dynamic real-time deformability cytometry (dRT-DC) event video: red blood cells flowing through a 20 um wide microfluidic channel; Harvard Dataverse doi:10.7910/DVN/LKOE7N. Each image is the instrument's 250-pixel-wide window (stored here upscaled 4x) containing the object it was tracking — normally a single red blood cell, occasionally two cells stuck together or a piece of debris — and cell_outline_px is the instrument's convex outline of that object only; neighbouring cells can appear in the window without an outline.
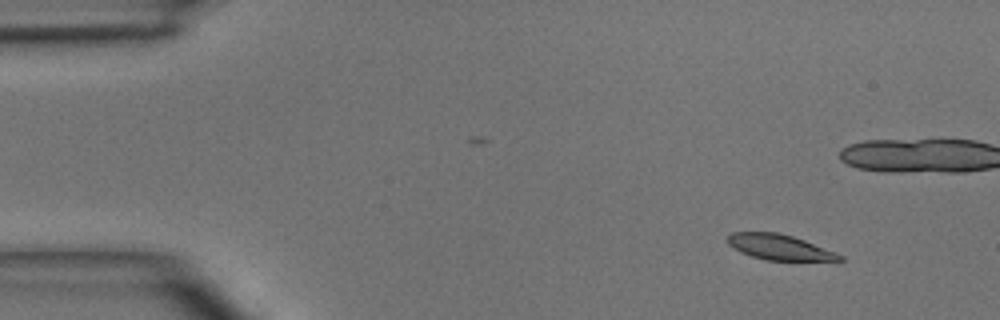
{"species": "common noctule bat (a hibernating species)", "species_latin": "Nyctalus noctula", "temperature_condition": "room temperature", "stored_images_in_passage": 6, "camera_frame_rate_fps": 3000, "um_per_image_px": 0.085, "animal": {"sex": "male", "body_mass_g": 15.6}, "frame": {"image": 1, "passage_image": 2, "time_ms": 1.0, "image_size_px": [1000, 320], "cell_outline_px": [[844, 260], [764, 260], [740, 252], [732, 248], [728, 244], [728, 236], [732, 232], [776, 232], [792, 236], [804, 240], [836, 252], [844, 256]], "centroid_in_image_um": [66.23, 21.01], "position_along_channel_um": 18.8, "area_um2": 16.47}}